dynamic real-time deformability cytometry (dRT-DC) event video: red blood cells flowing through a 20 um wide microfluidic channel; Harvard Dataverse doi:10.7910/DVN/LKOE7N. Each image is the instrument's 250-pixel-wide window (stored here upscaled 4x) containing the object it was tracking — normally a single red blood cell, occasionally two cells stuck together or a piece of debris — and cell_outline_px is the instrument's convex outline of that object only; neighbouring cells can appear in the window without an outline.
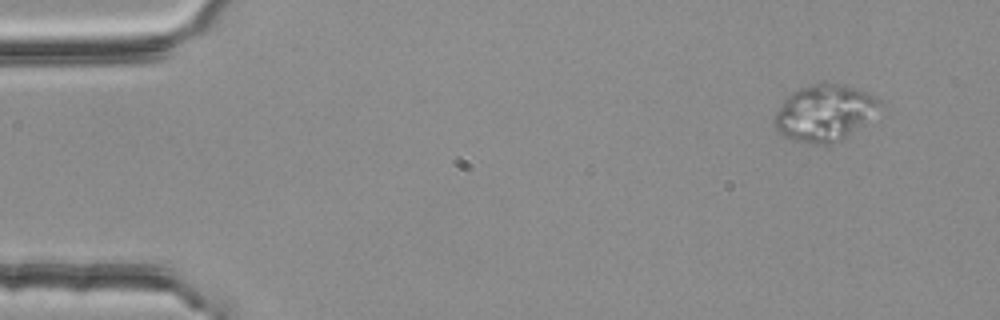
{"species": "common noctule bat (a hibernating species)", "species_latin": "Nyctalus noctula", "temperature_condition": "room temperature", "stored_images_in_passage": 50, "camera_frame_rate_fps": 3000, "um_per_image_px": 0.085, "animal": {"sex": "female", "body_mass_g": 25.1}, "frame": {"image": 1, "passage_image": 1, "time_ms": 0.0, "image_size_px": [1000, 320], "cell_outline_px": [[880, 104], [864, 124], [840, 140], [832, 144], [812, 144], [796, 140], [784, 136], [772, 124], [772, 120], [776, 112], [784, 100], [792, 92], [800, 88], [812, 84], [844, 84], [868, 92], [880, 100]], "centroid_in_image_um": [70.05, 9.59], "position_along_channel_um": 15.0, "area_um2": 34.04}}
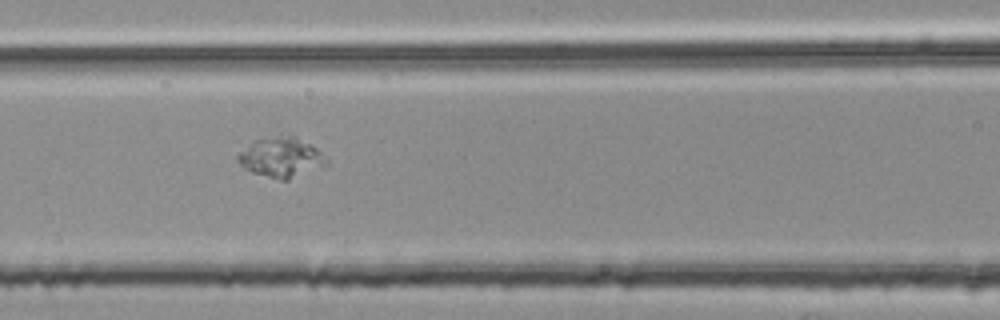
{"frame": {"image": 2, "passage_image": 20, "time_ms": 6.333, "image_size_px": [1000, 320], "cell_outline_px": [[328, 164], [288, 180], [280, 180], [252, 172], [244, 168], [236, 160], [236, 156], [240, 152], [256, 140], [292, 136], [316, 148], [328, 160]], "centroid_in_image_um": [23.89, 13.42], "position_along_channel_um": 142.7, "area_um2": 19.83}}
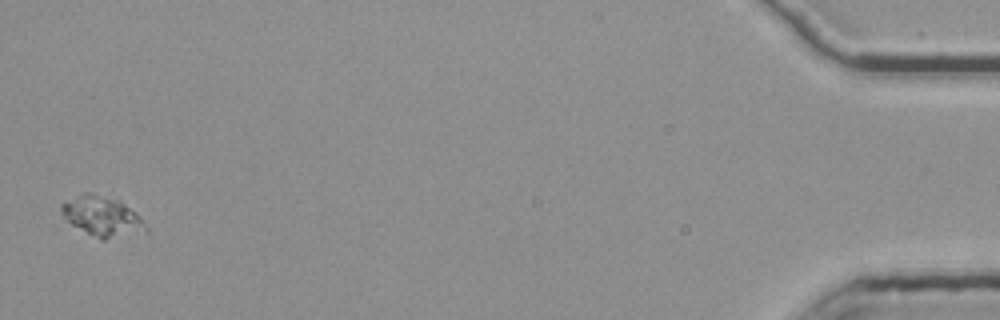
{"frame": {"image": 3, "passage_image": 50, "time_ms": 16.333, "image_size_px": [1000, 320], "cell_outline_px": [[148, 232], [104, 240], [100, 240], [72, 224], [60, 212], [60, 204], [84, 192], [88, 192], [120, 200], [140, 216], [148, 228]], "centroid_in_image_um": [8.72, 18.4], "position_along_channel_um": 426.5, "area_um2": 19.71}}